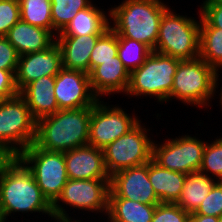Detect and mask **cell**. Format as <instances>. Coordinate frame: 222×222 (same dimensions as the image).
<instances>
[{
	"label": "cell",
	"instance_id": "6da1fadb",
	"mask_svg": "<svg viewBox=\"0 0 222 222\" xmlns=\"http://www.w3.org/2000/svg\"><path fill=\"white\" fill-rule=\"evenodd\" d=\"M92 107L59 110L37 121L35 144L44 150L66 152L88 145Z\"/></svg>",
	"mask_w": 222,
	"mask_h": 222
},
{
	"label": "cell",
	"instance_id": "7a4b0ae2",
	"mask_svg": "<svg viewBox=\"0 0 222 222\" xmlns=\"http://www.w3.org/2000/svg\"><path fill=\"white\" fill-rule=\"evenodd\" d=\"M168 10L160 0H126L110 10L118 38H129L147 45L152 51L157 43L160 22Z\"/></svg>",
	"mask_w": 222,
	"mask_h": 222
},
{
	"label": "cell",
	"instance_id": "3957f363",
	"mask_svg": "<svg viewBox=\"0 0 222 222\" xmlns=\"http://www.w3.org/2000/svg\"><path fill=\"white\" fill-rule=\"evenodd\" d=\"M17 211H39L54 217L52 204L38 187L32 172L19 158L0 178V215L3 222L7 215Z\"/></svg>",
	"mask_w": 222,
	"mask_h": 222
},
{
	"label": "cell",
	"instance_id": "277c9868",
	"mask_svg": "<svg viewBox=\"0 0 222 222\" xmlns=\"http://www.w3.org/2000/svg\"><path fill=\"white\" fill-rule=\"evenodd\" d=\"M169 10L161 18L154 51L181 60L199 58L200 24Z\"/></svg>",
	"mask_w": 222,
	"mask_h": 222
},
{
	"label": "cell",
	"instance_id": "5b68a950",
	"mask_svg": "<svg viewBox=\"0 0 222 222\" xmlns=\"http://www.w3.org/2000/svg\"><path fill=\"white\" fill-rule=\"evenodd\" d=\"M180 61L179 58L152 51L144 63L130 73L127 93L136 96L154 95L158 101H168Z\"/></svg>",
	"mask_w": 222,
	"mask_h": 222
},
{
	"label": "cell",
	"instance_id": "8992f818",
	"mask_svg": "<svg viewBox=\"0 0 222 222\" xmlns=\"http://www.w3.org/2000/svg\"><path fill=\"white\" fill-rule=\"evenodd\" d=\"M217 81V71L200 57L181 60L173 78L171 97L190 104L206 105L213 96Z\"/></svg>",
	"mask_w": 222,
	"mask_h": 222
},
{
	"label": "cell",
	"instance_id": "52a82bcc",
	"mask_svg": "<svg viewBox=\"0 0 222 222\" xmlns=\"http://www.w3.org/2000/svg\"><path fill=\"white\" fill-rule=\"evenodd\" d=\"M19 159L27 164L43 195L53 204L69 180L64 152L44 150L33 143L19 154Z\"/></svg>",
	"mask_w": 222,
	"mask_h": 222
},
{
	"label": "cell",
	"instance_id": "ba28073f",
	"mask_svg": "<svg viewBox=\"0 0 222 222\" xmlns=\"http://www.w3.org/2000/svg\"><path fill=\"white\" fill-rule=\"evenodd\" d=\"M36 126L37 121L20 94L0 100V144L10 147L19 155L35 142Z\"/></svg>",
	"mask_w": 222,
	"mask_h": 222
},
{
	"label": "cell",
	"instance_id": "9c48e42d",
	"mask_svg": "<svg viewBox=\"0 0 222 222\" xmlns=\"http://www.w3.org/2000/svg\"><path fill=\"white\" fill-rule=\"evenodd\" d=\"M138 122L125 135L103 148L104 162L109 176L123 169L143 165L152 159L153 142Z\"/></svg>",
	"mask_w": 222,
	"mask_h": 222
},
{
	"label": "cell",
	"instance_id": "30bf717a",
	"mask_svg": "<svg viewBox=\"0 0 222 222\" xmlns=\"http://www.w3.org/2000/svg\"><path fill=\"white\" fill-rule=\"evenodd\" d=\"M110 179L74 180L69 179L60 196L52 204L53 216L57 221L70 222L65 209L59 201L68 203L75 208L98 211L104 209L108 213Z\"/></svg>",
	"mask_w": 222,
	"mask_h": 222
},
{
	"label": "cell",
	"instance_id": "8fae6325",
	"mask_svg": "<svg viewBox=\"0 0 222 222\" xmlns=\"http://www.w3.org/2000/svg\"><path fill=\"white\" fill-rule=\"evenodd\" d=\"M205 146L190 136L168 140L159 147L153 142L152 159L168 170L190 174L199 171Z\"/></svg>",
	"mask_w": 222,
	"mask_h": 222
},
{
	"label": "cell",
	"instance_id": "7c38bea8",
	"mask_svg": "<svg viewBox=\"0 0 222 222\" xmlns=\"http://www.w3.org/2000/svg\"><path fill=\"white\" fill-rule=\"evenodd\" d=\"M100 102L92 106L88 145L103 149L125 135L139 120L118 107L109 108Z\"/></svg>",
	"mask_w": 222,
	"mask_h": 222
},
{
	"label": "cell",
	"instance_id": "4fadbf2b",
	"mask_svg": "<svg viewBox=\"0 0 222 222\" xmlns=\"http://www.w3.org/2000/svg\"><path fill=\"white\" fill-rule=\"evenodd\" d=\"M54 94L59 110L92 107L99 100L88 73L65 68L55 76Z\"/></svg>",
	"mask_w": 222,
	"mask_h": 222
},
{
	"label": "cell",
	"instance_id": "5bb4252c",
	"mask_svg": "<svg viewBox=\"0 0 222 222\" xmlns=\"http://www.w3.org/2000/svg\"><path fill=\"white\" fill-rule=\"evenodd\" d=\"M109 198H126L142 204L161 203L148 178V163L111 175Z\"/></svg>",
	"mask_w": 222,
	"mask_h": 222
},
{
	"label": "cell",
	"instance_id": "9a60e30c",
	"mask_svg": "<svg viewBox=\"0 0 222 222\" xmlns=\"http://www.w3.org/2000/svg\"><path fill=\"white\" fill-rule=\"evenodd\" d=\"M62 53L56 41L47 49L19 56L15 84L20 92L43 76H56L62 69Z\"/></svg>",
	"mask_w": 222,
	"mask_h": 222
},
{
	"label": "cell",
	"instance_id": "2e32d148",
	"mask_svg": "<svg viewBox=\"0 0 222 222\" xmlns=\"http://www.w3.org/2000/svg\"><path fill=\"white\" fill-rule=\"evenodd\" d=\"M69 179H110L104 162L103 149L85 145L64 152Z\"/></svg>",
	"mask_w": 222,
	"mask_h": 222
},
{
	"label": "cell",
	"instance_id": "e0dca14e",
	"mask_svg": "<svg viewBox=\"0 0 222 222\" xmlns=\"http://www.w3.org/2000/svg\"><path fill=\"white\" fill-rule=\"evenodd\" d=\"M90 84L94 94H110L111 92H127L130 83V72L115 56L114 60H108L96 66L90 73Z\"/></svg>",
	"mask_w": 222,
	"mask_h": 222
},
{
	"label": "cell",
	"instance_id": "ac0fdd59",
	"mask_svg": "<svg viewBox=\"0 0 222 222\" xmlns=\"http://www.w3.org/2000/svg\"><path fill=\"white\" fill-rule=\"evenodd\" d=\"M54 86L55 76H43L30 82L19 92L36 121L59 111Z\"/></svg>",
	"mask_w": 222,
	"mask_h": 222
},
{
	"label": "cell",
	"instance_id": "d6986e66",
	"mask_svg": "<svg viewBox=\"0 0 222 222\" xmlns=\"http://www.w3.org/2000/svg\"><path fill=\"white\" fill-rule=\"evenodd\" d=\"M101 35L57 36L59 39L56 40V43L62 53V67L89 74L90 54Z\"/></svg>",
	"mask_w": 222,
	"mask_h": 222
},
{
	"label": "cell",
	"instance_id": "ffe728a7",
	"mask_svg": "<svg viewBox=\"0 0 222 222\" xmlns=\"http://www.w3.org/2000/svg\"><path fill=\"white\" fill-rule=\"evenodd\" d=\"M5 37L20 56L45 50L56 41L49 30L33 26L21 19L10 28Z\"/></svg>",
	"mask_w": 222,
	"mask_h": 222
},
{
	"label": "cell",
	"instance_id": "44dd1931",
	"mask_svg": "<svg viewBox=\"0 0 222 222\" xmlns=\"http://www.w3.org/2000/svg\"><path fill=\"white\" fill-rule=\"evenodd\" d=\"M187 174L161 167L153 159L148 162V178L161 203H176Z\"/></svg>",
	"mask_w": 222,
	"mask_h": 222
},
{
	"label": "cell",
	"instance_id": "7402d4cb",
	"mask_svg": "<svg viewBox=\"0 0 222 222\" xmlns=\"http://www.w3.org/2000/svg\"><path fill=\"white\" fill-rule=\"evenodd\" d=\"M216 182L200 171L187 174L178 201L185 212L194 213Z\"/></svg>",
	"mask_w": 222,
	"mask_h": 222
},
{
	"label": "cell",
	"instance_id": "603a6c76",
	"mask_svg": "<svg viewBox=\"0 0 222 222\" xmlns=\"http://www.w3.org/2000/svg\"><path fill=\"white\" fill-rule=\"evenodd\" d=\"M110 28L104 12L92 4L77 12L68 25L58 34L59 36H82L88 34H103Z\"/></svg>",
	"mask_w": 222,
	"mask_h": 222
},
{
	"label": "cell",
	"instance_id": "cb8c5ba5",
	"mask_svg": "<svg viewBox=\"0 0 222 222\" xmlns=\"http://www.w3.org/2000/svg\"><path fill=\"white\" fill-rule=\"evenodd\" d=\"M157 204H142L126 198H109L111 222H151Z\"/></svg>",
	"mask_w": 222,
	"mask_h": 222
},
{
	"label": "cell",
	"instance_id": "d4e9b609",
	"mask_svg": "<svg viewBox=\"0 0 222 222\" xmlns=\"http://www.w3.org/2000/svg\"><path fill=\"white\" fill-rule=\"evenodd\" d=\"M200 18L199 57L218 71L222 66V29L212 27Z\"/></svg>",
	"mask_w": 222,
	"mask_h": 222
},
{
	"label": "cell",
	"instance_id": "484cf974",
	"mask_svg": "<svg viewBox=\"0 0 222 222\" xmlns=\"http://www.w3.org/2000/svg\"><path fill=\"white\" fill-rule=\"evenodd\" d=\"M20 18L33 26L42 27L52 34L51 0H18Z\"/></svg>",
	"mask_w": 222,
	"mask_h": 222
},
{
	"label": "cell",
	"instance_id": "4316f807",
	"mask_svg": "<svg viewBox=\"0 0 222 222\" xmlns=\"http://www.w3.org/2000/svg\"><path fill=\"white\" fill-rule=\"evenodd\" d=\"M152 50L145 44L129 38H118V56L131 73L140 67Z\"/></svg>",
	"mask_w": 222,
	"mask_h": 222
},
{
	"label": "cell",
	"instance_id": "83f0119b",
	"mask_svg": "<svg viewBox=\"0 0 222 222\" xmlns=\"http://www.w3.org/2000/svg\"><path fill=\"white\" fill-rule=\"evenodd\" d=\"M91 5L89 0H51L53 30L60 33L80 10Z\"/></svg>",
	"mask_w": 222,
	"mask_h": 222
},
{
	"label": "cell",
	"instance_id": "f1b7e54d",
	"mask_svg": "<svg viewBox=\"0 0 222 222\" xmlns=\"http://www.w3.org/2000/svg\"><path fill=\"white\" fill-rule=\"evenodd\" d=\"M118 56V35L111 29H107L97 40L90 54L89 73L108 60H114Z\"/></svg>",
	"mask_w": 222,
	"mask_h": 222
},
{
	"label": "cell",
	"instance_id": "f546056e",
	"mask_svg": "<svg viewBox=\"0 0 222 222\" xmlns=\"http://www.w3.org/2000/svg\"><path fill=\"white\" fill-rule=\"evenodd\" d=\"M199 171L210 172L219 178L218 181H222V138L216 139L210 145L206 143Z\"/></svg>",
	"mask_w": 222,
	"mask_h": 222
},
{
	"label": "cell",
	"instance_id": "4dcf8cb0",
	"mask_svg": "<svg viewBox=\"0 0 222 222\" xmlns=\"http://www.w3.org/2000/svg\"><path fill=\"white\" fill-rule=\"evenodd\" d=\"M222 217V181H217L194 213Z\"/></svg>",
	"mask_w": 222,
	"mask_h": 222
},
{
	"label": "cell",
	"instance_id": "1f68e13d",
	"mask_svg": "<svg viewBox=\"0 0 222 222\" xmlns=\"http://www.w3.org/2000/svg\"><path fill=\"white\" fill-rule=\"evenodd\" d=\"M190 214L176 203L156 205L151 222H188Z\"/></svg>",
	"mask_w": 222,
	"mask_h": 222
},
{
	"label": "cell",
	"instance_id": "d6a6232c",
	"mask_svg": "<svg viewBox=\"0 0 222 222\" xmlns=\"http://www.w3.org/2000/svg\"><path fill=\"white\" fill-rule=\"evenodd\" d=\"M20 19L18 0H0V36H6Z\"/></svg>",
	"mask_w": 222,
	"mask_h": 222
},
{
	"label": "cell",
	"instance_id": "836d02e7",
	"mask_svg": "<svg viewBox=\"0 0 222 222\" xmlns=\"http://www.w3.org/2000/svg\"><path fill=\"white\" fill-rule=\"evenodd\" d=\"M19 54L5 36H0V69L9 70L14 75L19 61Z\"/></svg>",
	"mask_w": 222,
	"mask_h": 222
},
{
	"label": "cell",
	"instance_id": "e575fe53",
	"mask_svg": "<svg viewBox=\"0 0 222 222\" xmlns=\"http://www.w3.org/2000/svg\"><path fill=\"white\" fill-rule=\"evenodd\" d=\"M19 94L15 84V75L9 70L0 69V100Z\"/></svg>",
	"mask_w": 222,
	"mask_h": 222
},
{
	"label": "cell",
	"instance_id": "d590c367",
	"mask_svg": "<svg viewBox=\"0 0 222 222\" xmlns=\"http://www.w3.org/2000/svg\"><path fill=\"white\" fill-rule=\"evenodd\" d=\"M201 17L212 27L222 29V5H203Z\"/></svg>",
	"mask_w": 222,
	"mask_h": 222
},
{
	"label": "cell",
	"instance_id": "8d00e7d4",
	"mask_svg": "<svg viewBox=\"0 0 222 222\" xmlns=\"http://www.w3.org/2000/svg\"><path fill=\"white\" fill-rule=\"evenodd\" d=\"M19 155L10 147L0 144V178L17 161Z\"/></svg>",
	"mask_w": 222,
	"mask_h": 222
},
{
	"label": "cell",
	"instance_id": "74e56055",
	"mask_svg": "<svg viewBox=\"0 0 222 222\" xmlns=\"http://www.w3.org/2000/svg\"><path fill=\"white\" fill-rule=\"evenodd\" d=\"M219 217L190 214L188 222H218Z\"/></svg>",
	"mask_w": 222,
	"mask_h": 222
},
{
	"label": "cell",
	"instance_id": "f35d334b",
	"mask_svg": "<svg viewBox=\"0 0 222 222\" xmlns=\"http://www.w3.org/2000/svg\"><path fill=\"white\" fill-rule=\"evenodd\" d=\"M202 5H222V0H206Z\"/></svg>",
	"mask_w": 222,
	"mask_h": 222
},
{
	"label": "cell",
	"instance_id": "ab89813d",
	"mask_svg": "<svg viewBox=\"0 0 222 222\" xmlns=\"http://www.w3.org/2000/svg\"><path fill=\"white\" fill-rule=\"evenodd\" d=\"M221 98H220V103H221V105H222V89H221Z\"/></svg>",
	"mask_w": 222,
	"mask_h": 222
},
{
	"label": "cell",
	"instance_id": "60d3db41",
	"mask_svg": "<svg viewBox=\"0 0 222 222\" xmlns=\"http://www.w3.org/2000/svg\"><path fill=\"white\" fill-rule=\"evenodd\" d=\"M218 222H222V217H219Z\"/></svg>",
	"mask_w": 222,
	"mask_h": 222
}]
</instances>
